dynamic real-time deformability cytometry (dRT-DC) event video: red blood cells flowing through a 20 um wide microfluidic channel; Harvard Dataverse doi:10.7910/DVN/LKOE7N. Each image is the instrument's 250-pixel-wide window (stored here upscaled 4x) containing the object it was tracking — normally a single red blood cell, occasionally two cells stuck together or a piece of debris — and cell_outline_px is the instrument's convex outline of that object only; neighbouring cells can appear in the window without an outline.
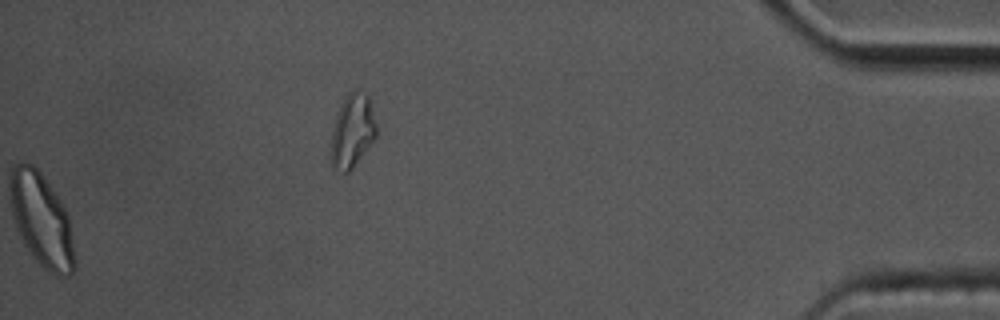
{"species": "common noctule bat (a hibernating species)", "species_latin": "Nyctalus noctula", "temperature_condition": "cold", "stored_images_in_passage": 57, "segment_of_instrument_passage": [2, 2], "camera_frame_rate_fps": 3000, "um_per_image_px": 0.085, "animal": {"sex": "male", "body_mass_g": 17.5, "forearm_length_mm": 52.3}, "frame": {"image": 1, "passage_image": 57, "time_ms": 18.667, "image_size_px": [1000, 320], "cell_outline_px": [[376, 136], [352, 168], [348, 172], [344, 172], [336, 168], [332, 164], [332, 128], [336, 116], [344, 96], [352, 88], [356, 88], [368, 96], [376, 124]], "centroid_in_image_um": [29.95, 11.05], "position_along_channel_um": 405.2, "area_um2": 19.02}}